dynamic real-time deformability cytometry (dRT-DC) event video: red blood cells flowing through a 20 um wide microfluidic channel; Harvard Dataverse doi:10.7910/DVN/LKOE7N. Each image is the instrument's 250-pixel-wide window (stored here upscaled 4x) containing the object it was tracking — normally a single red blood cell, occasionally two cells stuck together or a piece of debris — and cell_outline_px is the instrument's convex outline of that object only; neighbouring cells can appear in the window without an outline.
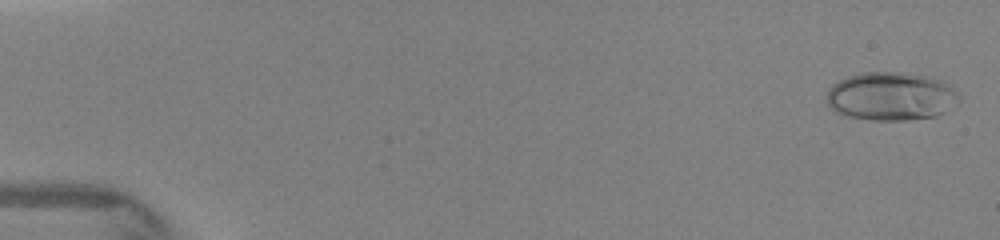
{"species": "human", "species_latin": "Homo sapiens", "temperature_condition": "warm", "stored_images_in_passage": 21, "camera_frame_rate_fps": 3000, "um_per_image_px": 0.085, "donor": {"sex": "female"}, "frame": {"image": 1, "passage_image": 1, "time_ms": 0.0, "image_size_px": [1000, 240], "cell_outline_px": [[960, 100], [944, 112], [936, 116], [908, 120], [872, 120], [848, 116], [836, 112], [828, 104], [828, 88], [832, 84], [848, 76], [860, 72], [896, 72], [932, 76], [944, 80], [960, 96]], "centroid_in_image_um": [75.76, 8.17], "position_along_channel_um": 9.2, "area_um2": 37.45}}
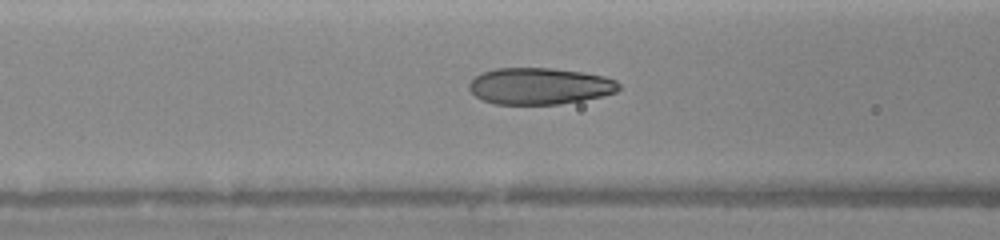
{"frame": {"image": 2, "passage_image": 13, "time_ms": 6.0, "image_size_px": [1000, 240], "cell_outline_px": [[620, 88], [616, 92], [604, 96], [560, 104], [496, 104], [484, 100], [476, 96], [468, 88], [468, 84], [476, 76], [484, 72], [496, 68], [552, 68], [584, 72], [604, 76], [616, 80], [620, 84]], "centroid_in_image_um": [45.9, 7.31], "position_along_channel_um": 120.7, "area_um2": 31.96}}
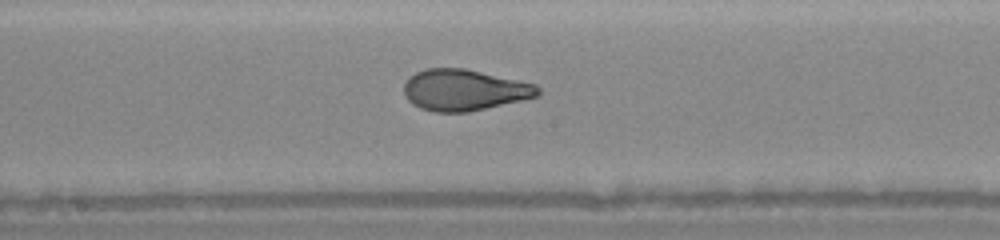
{"frame": {"image": 3, "passage_image": 17, "time_ms": 8.0, "image_size_px": [1000, 240], "cell_outline_px": [[540, 96], [524, 100], [468, 112], [436, 112], [420, 108], [412, 104], [404, 96], [404, 84], [408, 76], [416, 72], [428, 68], [464, 68], [536, 84], [540, 88]], "centroid_in_image_um": [39.46, 7.65], "position_along_channel_um": 208.7, "area_um2": 32.37}}